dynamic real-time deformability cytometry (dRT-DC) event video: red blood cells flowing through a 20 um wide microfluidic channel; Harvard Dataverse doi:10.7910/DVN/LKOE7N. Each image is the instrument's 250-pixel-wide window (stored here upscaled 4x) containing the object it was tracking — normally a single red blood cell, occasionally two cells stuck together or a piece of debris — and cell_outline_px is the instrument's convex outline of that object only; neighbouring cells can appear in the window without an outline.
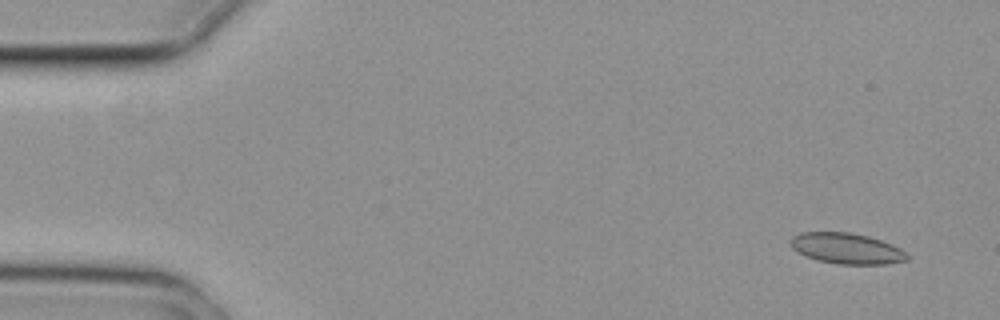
{"species": "common noctule bat (a hibernating species)", "species_latin": "Nyctalus noctula", "temperature_condition": "cold", "stored_images_in_passage": 2, "camera_frame_rate_fps": 3000, "um_per_image_px": 0.085, "animal": {"sex": "female", "body_mass_g": 29.2, "forearm_length_mm": 56.3}, "frame": {"image": 1, "passage_image": 2, "time_ms": 0.333, "image_size_px": [1000, 320], "cell_outline_px": [[908, 260], [888, 264], [836, 264], [816, 260], [804, 256], [792, 248], [788, 244], [788, 240], [792, 236], [800, 232], [848, 232], [868, 236], [892, 244], [900, 248], [908, 256]], "centroid_in_image_um": [71.9, 21.12], "position_along_channel_um": 13.1, "area_um2": 21.15}}